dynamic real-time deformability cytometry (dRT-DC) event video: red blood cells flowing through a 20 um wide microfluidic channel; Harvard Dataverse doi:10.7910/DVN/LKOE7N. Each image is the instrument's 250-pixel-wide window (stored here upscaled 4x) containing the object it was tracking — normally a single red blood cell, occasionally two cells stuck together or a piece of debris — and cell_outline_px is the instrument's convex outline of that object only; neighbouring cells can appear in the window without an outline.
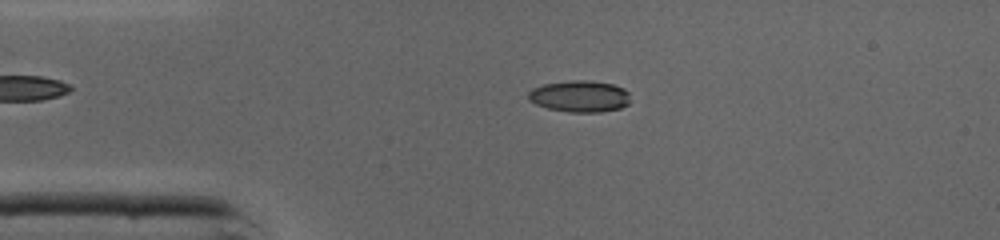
{"species": "common noctule bat (a hibernating species)", "species_latin": "Nyctalus noctula", "temperature_condition": "cold", "stored_images_in_passage": 45, "camera_frame_rate_fps": 3000, "um_per_image_px": 0.085, "animal": {"sex": "male", "body_mass_g": 19.0, "forearm_length_mm": 50.8}, "frame": {"image": 1, "passage_image": 9, "time_ms": 2.667, "image_size_px": [1000, 240], "cell_outline_px": [[628, 104], [620, 108], [600, 112], [568, 112], [548, 108], [536, 104], [528, 100], [528, 92], [532, 88], [544, 84], [572, 80], [584, 80], [612, 84], [624, 88], [628, 92]], "centroid_in_image_um": [49.25, 8.19], "position_along_channel_um": 35.8, "area_um2": 18.67}}
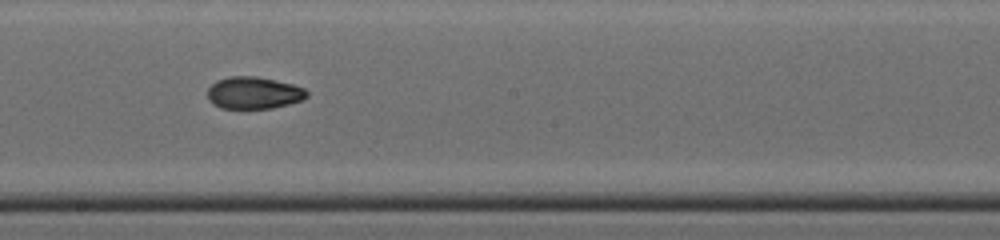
{"frame": {"image": 2, "passage_image": 24, "time_ms": 7.667, "image_size_px": [1000, 240], "cell_outline_px": [[308, 96], [300, 100], [288, 104], [272, 108], [220, 108], [212, 104], [208, 100], [208, 88], [216, 80], [228, 76], [256, 76], [292, 84], [304, 88], [308, 92]], "centroid_in_image_um": [21.53, 7.89], "position_along_channel_um": 226.7, "area_um2": 18.55}}
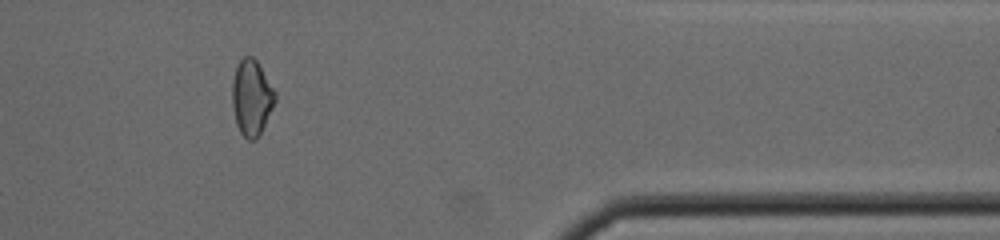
{"frame": {"image": 3, "passage_image": 37, "time_ms": 12.0, "image_size_px": [1000, 240], "cell_outline_px": [[276, 100], [256, 140], [248, 140], [240, 132], [236, 124], [232, 104], [232, 84], [236, 68], [240, 60], [244, 56], [252, 56], [256, 60], [276, 92]], "centroid_in_image_um": [21.38, 8.29], "position_along_channel_um": 390.0, "area_um2": 18.67}, "authors_computed_cell_mechanics": {"area_um2": 18.6694, "velocity_mm_per_s": 4.3829, "shape_relaxation_time_tau1_ms": 9.4086, "shape_relaxation_time_tau2_ms": 3.3884, "deformation_change_tau1": 0.2336, "deformation_change_tau2": 0.0684}}